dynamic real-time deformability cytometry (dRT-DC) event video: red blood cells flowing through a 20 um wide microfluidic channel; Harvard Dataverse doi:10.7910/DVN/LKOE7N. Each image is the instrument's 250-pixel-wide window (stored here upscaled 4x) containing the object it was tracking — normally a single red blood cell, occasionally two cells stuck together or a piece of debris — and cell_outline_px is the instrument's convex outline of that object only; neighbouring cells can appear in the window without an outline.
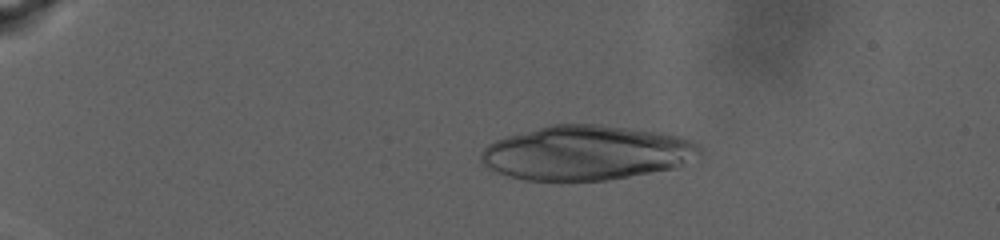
{"species": "human", "species_latin": "Homo sapiens", "temperature_condition": "warm", "stored_images_in_passage": 52, "segment_of_instrument_passage": [1, 2], "camera_frame_rate_fps": 3000, "um_per_image_px": 0.085, "donor": {"sex": "male"}, "frame": {"image": 1, "passage_image": 14, "time_ms": 4.333, "image_size_px": [1000, 240], "cell_outline_px": [[700, 152], [680, 164], [672, 168], [628, 176], [604, 180], [524, 180], [496, 172], [488, 168], [480, 160], [480, 152], [488, 144], [496, 140], [508, 136], [552, 124], [600, 124], [660, 132], [684, 136], [696, 144], [700, 148]], "centroid_in_image_um": [49.79, 12.97], "position_along_channel_um": 35.2, "area_um2": 68.78}}